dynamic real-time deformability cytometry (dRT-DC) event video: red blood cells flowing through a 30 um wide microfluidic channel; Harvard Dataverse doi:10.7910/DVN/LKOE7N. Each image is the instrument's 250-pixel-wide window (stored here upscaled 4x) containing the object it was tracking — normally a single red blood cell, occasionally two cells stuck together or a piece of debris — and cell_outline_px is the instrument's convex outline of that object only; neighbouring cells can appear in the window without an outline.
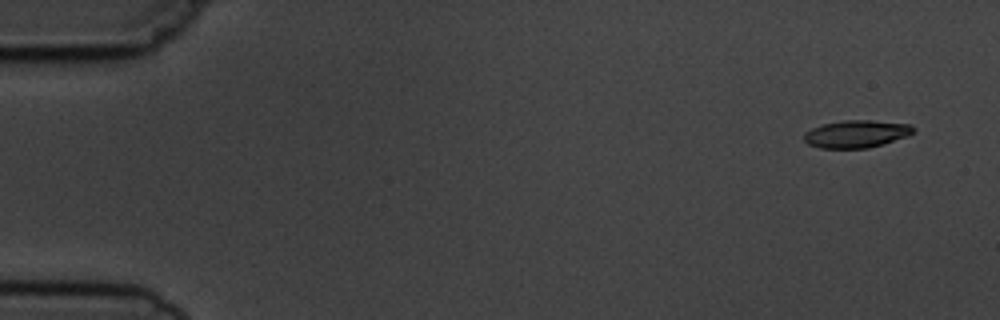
{"species": "common noctule bat (a hibernating species)", "species_latin": "Nyctalus noctula", "temperature_condition": "cold", "stored_images_in_passage": 6, "camera_frame_rate_fps": 3000, "um_per_image_px": 0.085, "animal": {"sex": "male", "body_mass_g": 19.5, "forearm_length_mm": 54.6}, "frame": {"image": 1, "passage_image": 1, "time_ms": 0.0, "image_size_px": [1000, 320], "cell_outline_px": [[916, 132], [908, 136], [884, 144], [868, 148], [820, 148], [808, 144], [804, 140], [804, 132], [812, 128], [824, 124], [844, 120], [872, 120], [912, 124], [916, 128]], "centroid_in_image_um": [72.85, 11.38], "position_along_channel_um": 12.2, "area_um2": 17.74}}
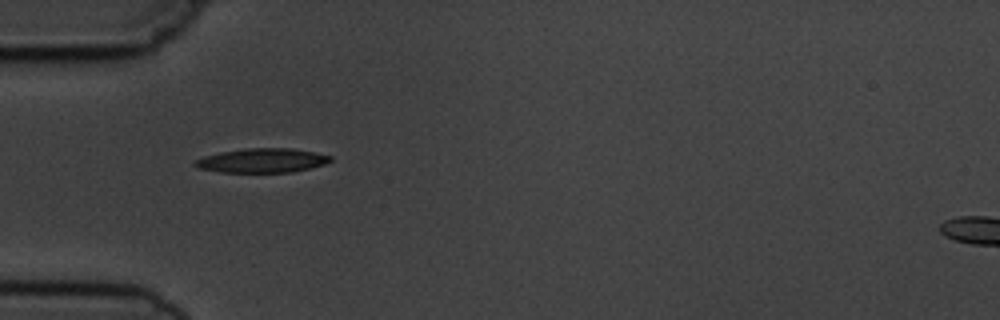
{"frame": {"image": 2, "passage_image": 5, "time_ms": 4.667, "image_size_px": [1000, 320], "cell_outline_px": [[332, 160], [324, 164], [292, 172], [220, 172], [196, 168], [192, 164], [196, 160], [204, 156], [220, 152], [248, 148], [292, 148], [332, 156]], "centroid_in_image_um": [22.24, 13.64], "position_along_channel_um": 62.8, "area_um2": 19.02}}
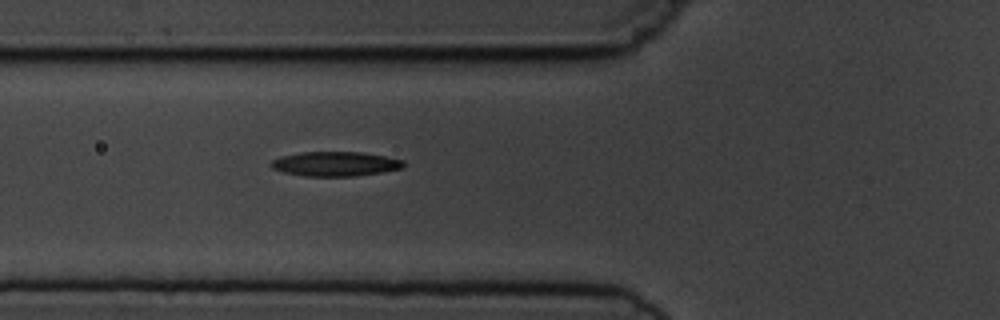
{"frame": {"image": 3, "passage_image": 6, "time_ms": 5.667, "image_size_px": [1000, 320], "cell_outline_px": [[404, 168], [356, 176], [304, 176], [284, 172], [272, 168], [268, 164], [272, 160], [280, 156], [304, 152], [364, 152], [404, 160]], "centroid_in_image_um": [28.49, 13.93], "position_along_channel_um": 97.3, "area_um2": 18.96}}